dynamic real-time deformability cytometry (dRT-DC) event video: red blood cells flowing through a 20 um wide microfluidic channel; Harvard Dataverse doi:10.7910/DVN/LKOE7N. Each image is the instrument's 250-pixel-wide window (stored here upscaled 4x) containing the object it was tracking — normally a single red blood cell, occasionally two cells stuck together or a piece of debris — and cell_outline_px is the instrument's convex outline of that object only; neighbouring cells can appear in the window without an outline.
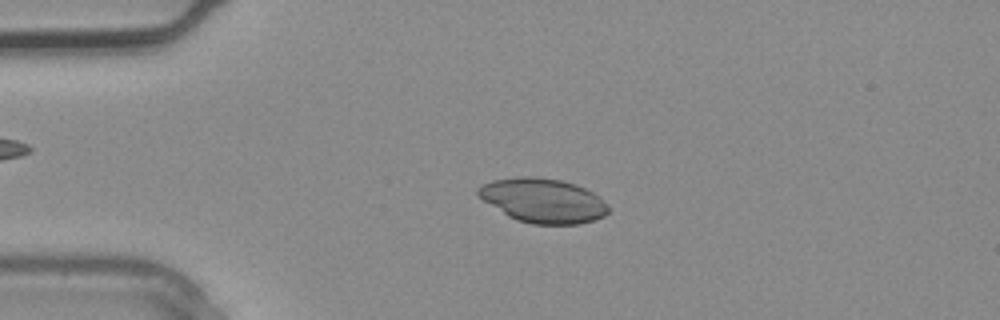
{"species": "common noctule bat (a hibernating species)", "species_latin": "Nyctalus noctula", "temperature_condition": "warm", "stored_images_in_passage": 3, "camera_frame_rate_fps": 3000, "um_per_image_px": 0.085, "animal": {"sex": "male", "body_mass_g": 20.4}, "frame": {"image": 1, "passage_image": 2, "time_ms": 0.333, "image_size_px": [1000, 320], "cell_outline_px": [[612, 208], [604, 216], [592, 220], [576, 224], [532, 224], [516, 220], [508, 216], [476, 196], [476, 188], [480, 184], [492, 180], [520, 176], [532, 176], [560, 180], [576, 184], [600, 196]], "centroid_in_image_um": [46.13, 17.04], "position_along_channel_um": 38.9, "area_um2": 33.99}}